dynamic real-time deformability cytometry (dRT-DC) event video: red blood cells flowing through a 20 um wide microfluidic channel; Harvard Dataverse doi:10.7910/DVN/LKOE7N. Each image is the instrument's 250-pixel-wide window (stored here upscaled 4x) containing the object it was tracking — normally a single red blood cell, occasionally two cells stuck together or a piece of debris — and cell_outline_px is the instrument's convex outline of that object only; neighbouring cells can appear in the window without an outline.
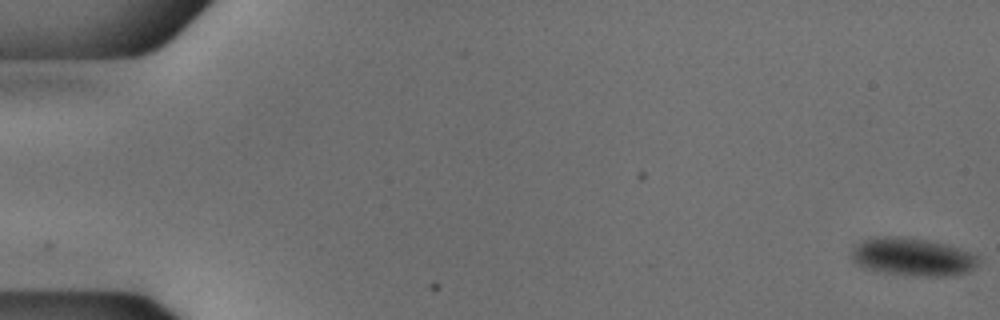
{"species": "common noctule bat (a hibernating species)", "species_latin": "Nyctalus noctula", "temperature_condition": "cold", "stored_images_in_passage": 55, "camera_frame_rate_fps": 3000, "um_per_image_px": 0.085, "animal": {"sex": "male", "body_mass_g": 18.8}, "frame": {"image": 1, "passage_image": 1, "time_ms": 0.0, "image_size_px": [1000, 320], "cell_outline_px": [[980, 264], [968, 272], [956, 276], [928, 276], [884, 272], [864, 268], [856, 264], [852, 260], [852, 248], [860, 240], [872, 236], [908, 236], [928, 240], [944, 244], [972, 252], [980, 256]], "centroid_in_image_um": [77.59, 21.81], "position_along_channel_um": 7.4, "area_um2": 28.55}}
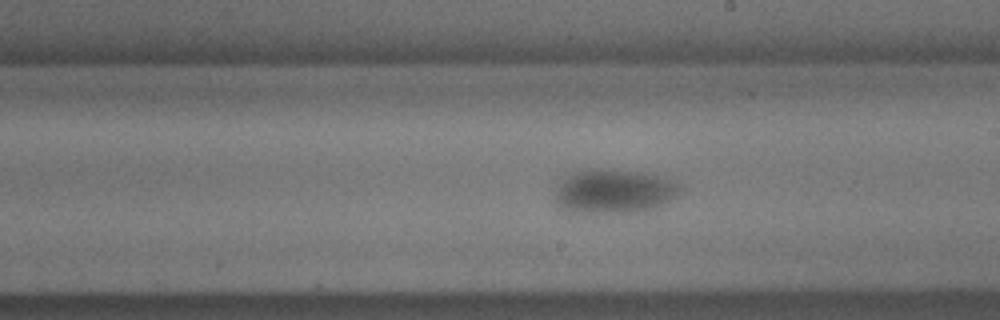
{"frame": {"image": 2, "passage_image": 32, "time_ms": 10.333, "image_size_px": [1000, 320], "cell_outline_px": [[680, 188], [676, 196], [644, 212], [572, 212], [556, 208], [556, 188], [564, 176], [568, 172], [588, 168], [600, 168], [636, 172], [656, 176], [668, 180], [676, 184]], "centroid_in_image_um": [52.04, 16.25], "position_along_channel_um": 237.0, "area_um2": 31.91}}
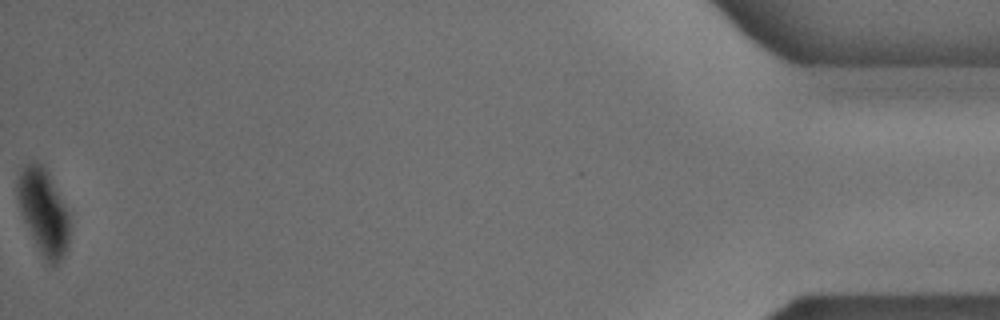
{"frame": {"image": 3, "passage_image": 55, "time_ms": 18.0, "image_size_px": [1000, 320], "cell_outline_px": [[72, 224], [68, 248], [64, 256], [56, 264], [44, 264], [20, 212], [16, 196], [16, 180], [20, 168], [28, 160], [36, 160], [44, 164], [68, 212]], "centroid_in_image_um": [3.68, 17.99], "position_along_channel_um": 431.5, "area_um2": 27.17}}